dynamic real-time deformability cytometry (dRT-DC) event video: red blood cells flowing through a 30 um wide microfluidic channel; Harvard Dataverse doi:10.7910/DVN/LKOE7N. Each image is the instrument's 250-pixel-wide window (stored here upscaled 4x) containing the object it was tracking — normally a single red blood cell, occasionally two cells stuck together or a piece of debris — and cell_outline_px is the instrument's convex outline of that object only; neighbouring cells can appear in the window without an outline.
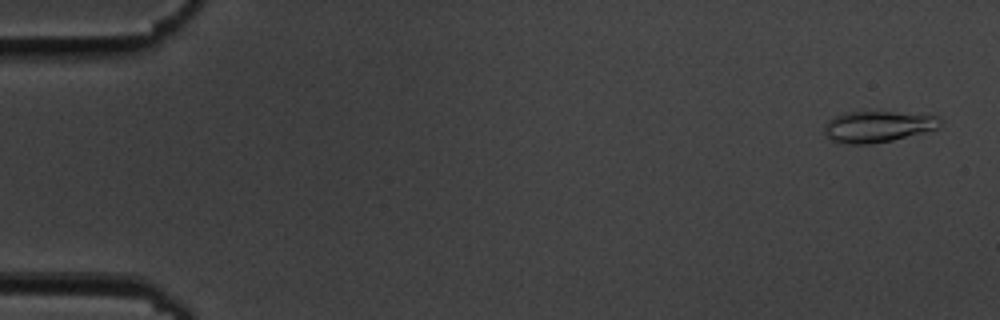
{"species": "common noctule bat (a hibernating species)", "species_latin": "Nyctalus noctula", "temperature_condition": "cold", "stored_images_in_passage": 11, "camera_frame_rate_fps": 3000, "um_per_image_px": 0.085, "animal": {"sex": "male", "body_mass_g": 19.5, "forearm_length_mm": 54.6}, "frame": {"image": 1, "passage_image": 2, "time_ms": 0.333, "image_size_px": [1000, 320], "cell_outline_px": [[940, 124], [936, 128], [924, 132], [892, 140], [868, 144], [848, 144], [832, 140], [824, 136], [824, 124], [832, 116], [844, 112], [892, 112], [940, 116]], "centroid_in_image_um": [74.53, 10.75], "position_along_channel_um": 10.5, "area_um2": 20.98}}